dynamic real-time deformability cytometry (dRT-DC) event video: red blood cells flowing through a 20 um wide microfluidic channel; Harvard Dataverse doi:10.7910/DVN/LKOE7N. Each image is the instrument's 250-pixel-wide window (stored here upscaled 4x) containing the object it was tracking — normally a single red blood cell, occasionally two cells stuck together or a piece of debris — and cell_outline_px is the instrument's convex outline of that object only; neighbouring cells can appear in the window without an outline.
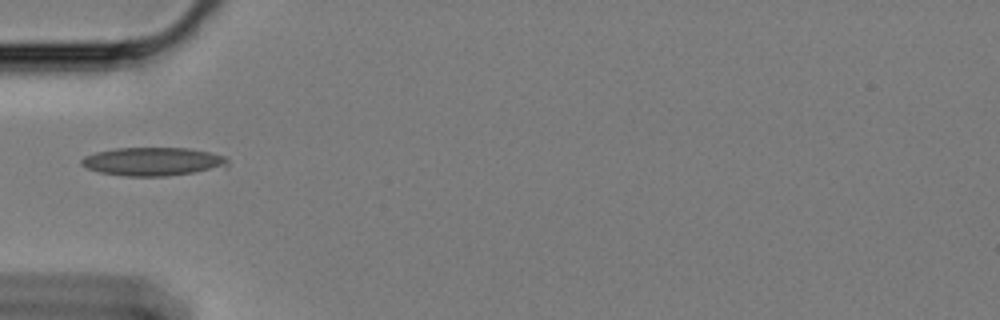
{"species": "Egyptian fruit bat (a non-hibernating species)", "species_latin": "Rousettus aegyptiacus", "temperature_condition": "cold", "stored_images_in_passage": 17, "camera_frame_rate_fps": 3000, "um_per_image_px": 0.085, "animal": {"sex": "female"}, "frame": {"image": 1, "passage_image": 1, "time_ms": 0.0, "image_size_px": [1000, 320], "cell_outline_px": [[228, 168], [168, 176], [124, 176], [100, 172], [88, 168], [80, 164], [80, 160], [84, 156], [96, 152], [116, 148], [188, 148], [208, 152], [224, 156], [228, 160]], "centroid_in_image_um": [13.04, 13.74], "position_along_channel_um": 72.0, "area_um2": 24.39}}